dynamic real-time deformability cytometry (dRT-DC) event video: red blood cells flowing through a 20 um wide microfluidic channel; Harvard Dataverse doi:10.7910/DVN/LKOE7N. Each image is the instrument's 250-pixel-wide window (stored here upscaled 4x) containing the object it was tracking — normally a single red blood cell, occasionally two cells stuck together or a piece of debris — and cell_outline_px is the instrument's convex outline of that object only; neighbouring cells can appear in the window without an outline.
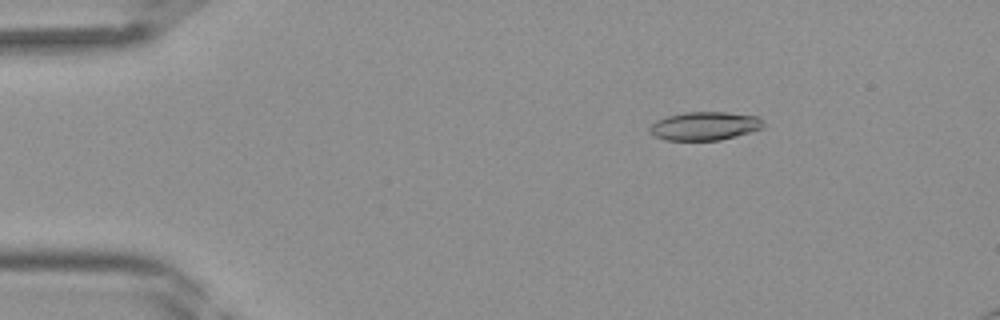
{"species": "Egyptian fruit bat (a non-hibernating species)", "species_latin": "Rousettus aegyptiacus", "temperature_condition": "room temperature", "stored_images_in_passage": 42, "camera_frame_rate_fps": 3000, "um_per_image_px": 0.085, "frame": {"image": 1, "passage_image": 7, "time_ms": 2.0, "image_size_px": [1000, 320], "cell_outline_px": [[764, 128], [736, 136], [720, 140], [664, 140], [656, 136], [648, 128], [656, 120], [668, 116], [684, 112], [724, 112], [756, 116], [764, 120]], "centroid_in_image_um": [59.93, 10.71], "position_along_channel_um": 25.1, "area_um2": 18.79}}
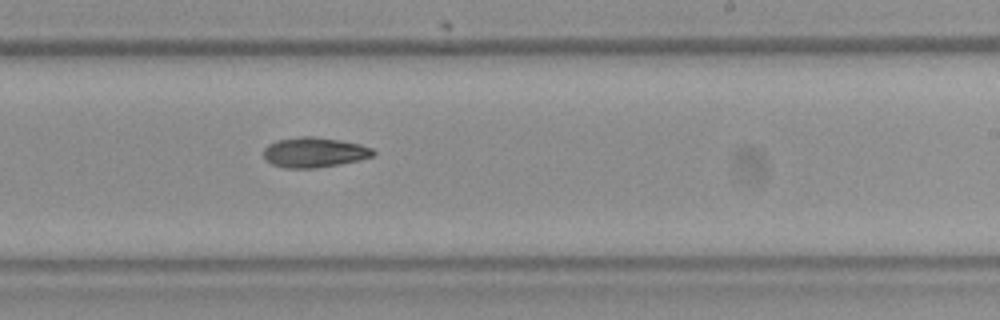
{"frame": {"image": 2, "passage_image": 26, "time_ms": 8.333, "image_size_px": [1000, 320], "cell_outline_px": [[376, 152], [372, 156], [360, 160], [340, 164], [316, 168], [284, 168], [272, 164], [264, 160], [264, 148], [268, 144], [276, 140], [300, 136], [312, 136], [360, 144], [372, 148]], "centroid_in_image_um": [26.68, 12.96], "position_along_channel_um": 262.3, "area_um2": 19.25}}
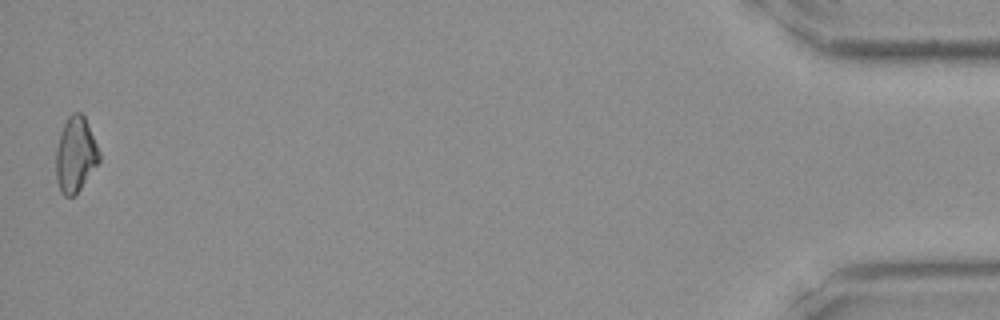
{"frame": {"image": 3, "passage_image": 42, "time_ms": 13.667, "image_size_px": [1000, 320], "cell_outline_px": [[100, 160], [80, 188], [72, 196], [64, 196], [60, 192], [56, 180], [56, 148], [60, 132], [68, 116], [72, 112], [80, 112], [84, 116], [100, 152]], "centroid_in_image_um": [6.39, 13.13], "position_along_channel_um": 428.8, "area_um2": 18.79}}